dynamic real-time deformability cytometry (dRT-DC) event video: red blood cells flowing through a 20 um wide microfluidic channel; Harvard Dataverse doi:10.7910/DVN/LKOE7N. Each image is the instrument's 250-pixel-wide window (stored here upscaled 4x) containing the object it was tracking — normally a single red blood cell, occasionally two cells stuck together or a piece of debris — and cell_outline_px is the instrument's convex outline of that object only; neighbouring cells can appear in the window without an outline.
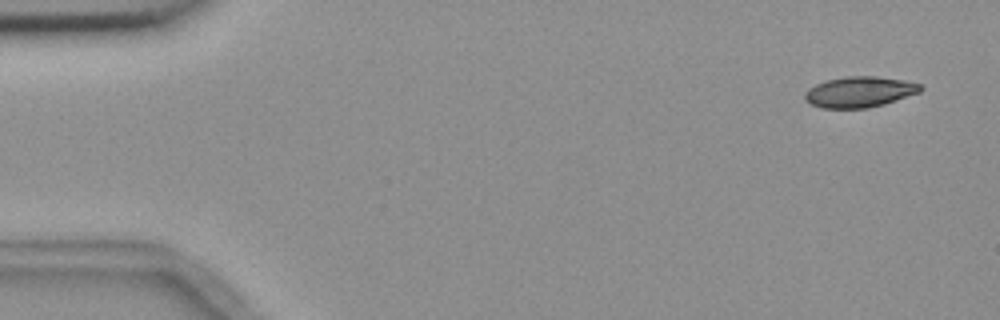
{"species": "common noctule bat (a hibernating species)", "species_latin": "Nyctalus noctula", "temperature_condition": "room temperature", "stored_images_in_passage": 4, "camera_frame_rate_fps": 3000, "um_per_image_px": 0.085, "animal": {"sex": "female", "body_mass_g": 18.4}, "frame": {"image": 1, "passage_image": 1, "time_ms": 0.0, "image_size_px": [1000, 320], "cell_outline_px": [[924, 88], [920, 92], [884, 104], [868, 108], [820, 108], [804, 100], [804, 92], [808, 88], [816, 84], [828, 80], [848, 76], [876, 76], [904, 80], [920, 84]], "centroid_in_image_um": [73.05, 7.81], "position_along_channel_um": 12.0, "area_um2": 20.75}}
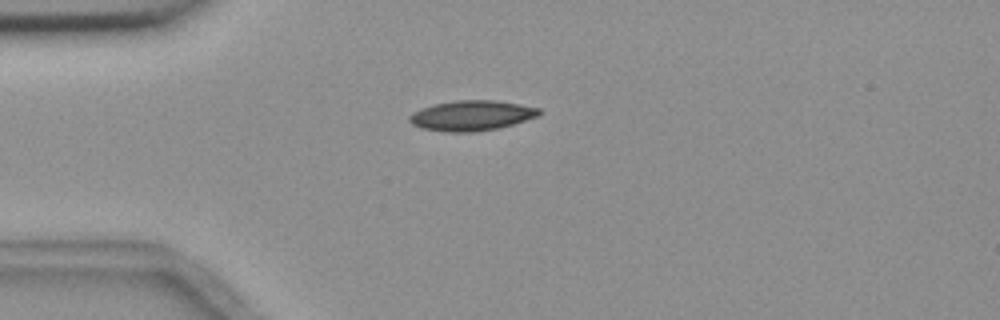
{"frame": {"image": 2, "passage_image": 4, "time_ms": 3.667, "image_size_px": [1000, 320], "cell_outline_px": [[544, 112], [540, 116], [512, 124], [496, 128], [476, 132], [448, 132], [420, 128], [412, 124], [408, 120], [408, 116], [412, 112], [420, 108], [436, 104], [456, 100], [492, 100], [520, 104], [540, 108]], "centroid_in_image_um": [40.09, 9.82], "position_along_channel_um": 44.9, "area_um2": 22.95}}